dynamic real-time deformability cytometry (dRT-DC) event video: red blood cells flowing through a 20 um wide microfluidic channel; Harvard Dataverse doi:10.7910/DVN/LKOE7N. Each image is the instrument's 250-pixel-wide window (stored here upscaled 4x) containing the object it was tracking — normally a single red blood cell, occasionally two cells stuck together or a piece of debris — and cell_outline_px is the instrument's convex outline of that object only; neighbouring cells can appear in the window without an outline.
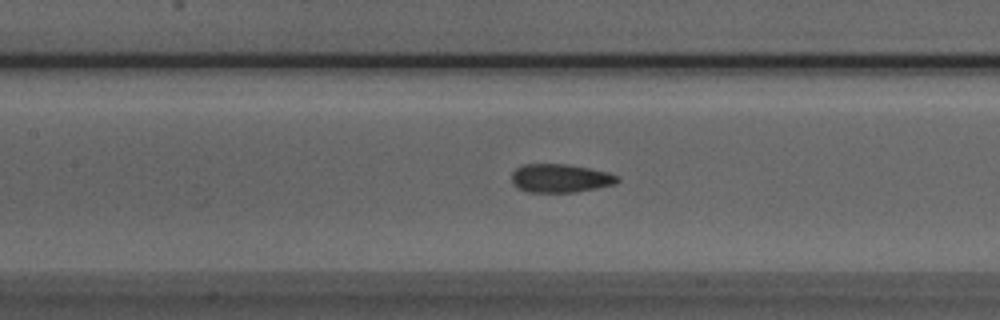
{"species": "Egyptian fruit bat (a non-hibernating species)", "species_latin": "Rousettus aegyptiacus", "temperature_condition": "room temperature", "stored_images_in_passage": 47, "camera_frame_rate_fps": 3000, "um_per_image_px": 0.085, "animal": {"sex": "male"}, "frame": {"image": 1, "passage_image": 24, "time_ms": 7.667, "image_size_px": [1000, 320], "cell_outline_px": [[620, 180], [616, 184], [576, 192], [528, 192], [516, 188], [512, 184], [512, 172], [516, 168], [524, 164], [564, 164], [588, 168], [608, 172], [620, 176]], "centroid_in_image_um": [47.62, 15.15], "position_along_channel_um": 159.8, "area_um2": 17.69}}
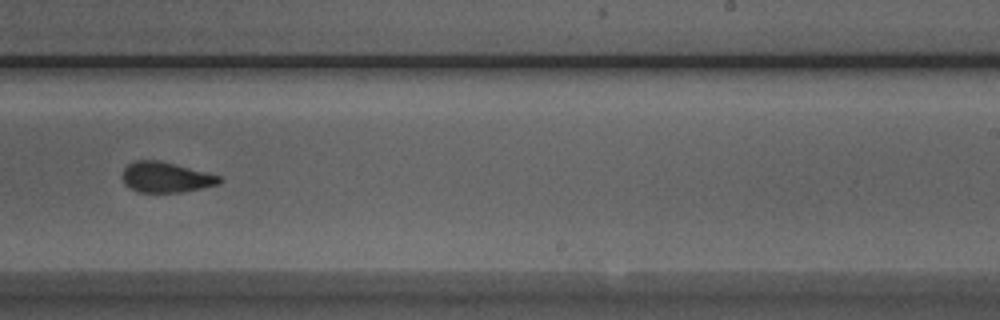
{"frame": {"image": 2, "passage_image": 33, "time_ms": 10.667, "image_size_px": [1000, 320], "cell_outline_px": [[224, 180], [220, 184], [184, 192], [136, 192], [128, 188], [124, 184], [120, 176], [124, 168], [128, 164], [136, 160], [160, 160], [176, 164], [220, 176]], "centroid_in_image_um": [14.07, 15.07], "position_along_channel_um": 274.9, "area_um2": 17.51}}
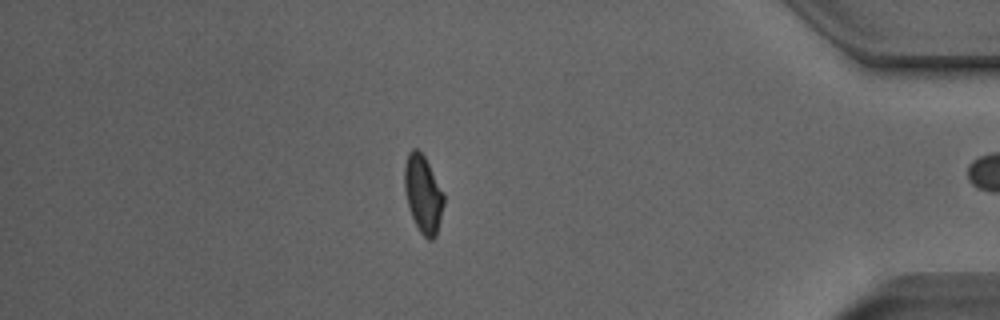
{"frame": {"image": 3, "passage_image": 46, "time_ms": 15.0, "image_size_px": [1000, 320], "cell_outline_px": [[444, 204], [436, 236], [432, 240], [428, 240], [420, 232], [412, 216], [408, 204], [404, 188], [404, 164], [408, 152], [412, 148], [416, 148], [424, 156], [444, 192]], "centroid_in_image_um": [35.96, 16.48], "position_along_channel_um": 399.2, "area_um2": 17.74}, "authors_computed_cell_mechanics": {"area_um2": 17.9758, "velocity_mm_per_s": 3.8483, "shape_relaxation_time_tau1_ms": 9.2388, "shape_relaxation_time_tau2_ms": 1.0771, "deformation_change_tau1": 0.2282, "deformation_change_tau2": 0.0785}}